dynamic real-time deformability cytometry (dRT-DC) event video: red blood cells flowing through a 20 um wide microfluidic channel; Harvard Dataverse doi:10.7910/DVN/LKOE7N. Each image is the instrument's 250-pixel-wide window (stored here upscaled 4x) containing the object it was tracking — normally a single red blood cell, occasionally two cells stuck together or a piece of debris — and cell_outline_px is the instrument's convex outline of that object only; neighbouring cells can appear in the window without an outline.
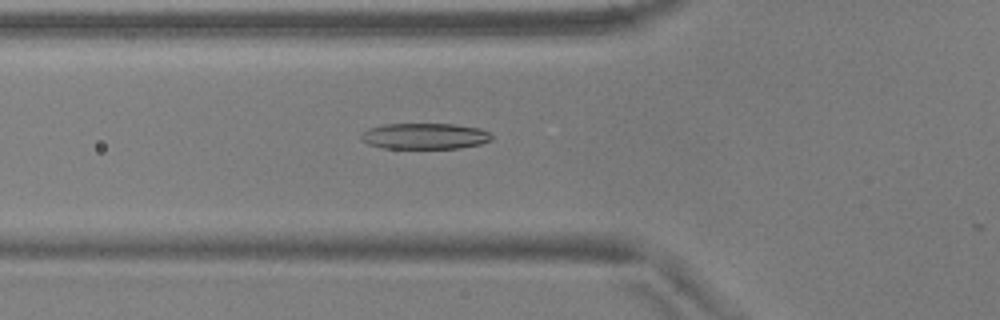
{"species": "common noctule bat (a hibernating species)", "species_latin": "Nyctalus noctula", "temperature_condition": "warm", "stored_images_in_passage": 35, "camera_frame_rate_fps": 3000, "um_per_image_px": 0.085, "animal": {"sex": "male", "body_mass_g": 17.9, "forearm_length_mm": 54.2}, "frame": {"image": 1, "passage_image": 3, "time_ms": 0.667, "image_size_px": [1000, 320], "cell_outline_px": [[492, 140], [480, 144], [460, 148], [384, 148], [368, 144], [360, 140], [360, 136], [368, 128], [384, 124], [452, 124], [480, 128], [488, 132], [492, 136]], "centroid_in_image_um": [36.09, 11.57], "position_along_channel_um": 89.7, "area_um2": 19.77}}
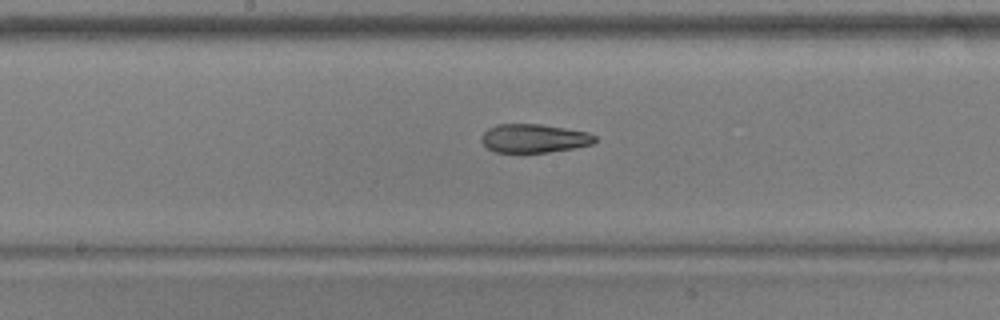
{"frame": {"image": 2, "passage_image": 12, "time_ms": 3.667, "image_size_px": [1000, 320], "cell_outline_px": [[596, 140], [592, 144], [572, 148], [548, 152], [492, 152], [480, 140], [480, 136], [488, 128], [496, 124], [540, 124], [588, 132], [596, 136]], "centroid_in_image_um": [45.35, 11.75], "position_along_channel_um": 202.8, "area_um2": 18.9}}
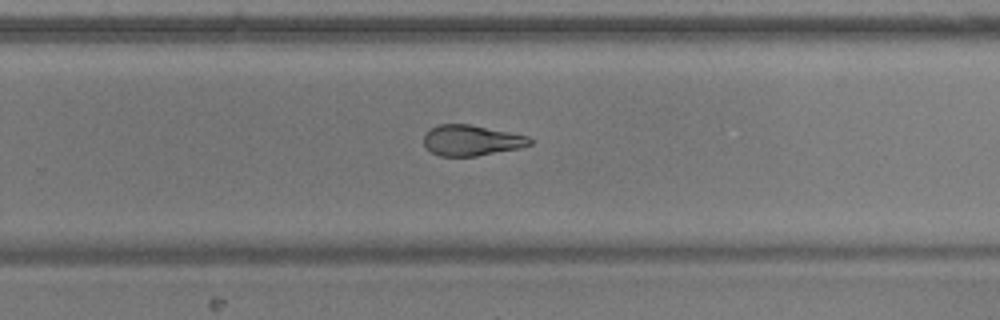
{"frame": {"image": 3, "passage_image": 19, "time_ms": 6.0, "image_size_px": [1000, 320], "cell_outline_px": [[532, 144], [520, 148], [476, 156], [440, 156], [432, 152], [424, 144], [424, 132], [440, 124], [468, 124], [528, 136], [532, 140]], "centroid_in_image_um": [40.06, 11.93], "position_along_channel_um": 289.7, "area_um2": 18.79}, "authors_computed_cell_mechanics": {"area_um2": 20.0566, "velocity_mm_per_s": 3.7429, "shape_relaxation_time_tau1_ms": 5.7309, "shape_relaxation_time_tau2_ms": 2.9153, "deformation_change_tau1": 0.1876, "deformation_change_tau2": 0.1232}}